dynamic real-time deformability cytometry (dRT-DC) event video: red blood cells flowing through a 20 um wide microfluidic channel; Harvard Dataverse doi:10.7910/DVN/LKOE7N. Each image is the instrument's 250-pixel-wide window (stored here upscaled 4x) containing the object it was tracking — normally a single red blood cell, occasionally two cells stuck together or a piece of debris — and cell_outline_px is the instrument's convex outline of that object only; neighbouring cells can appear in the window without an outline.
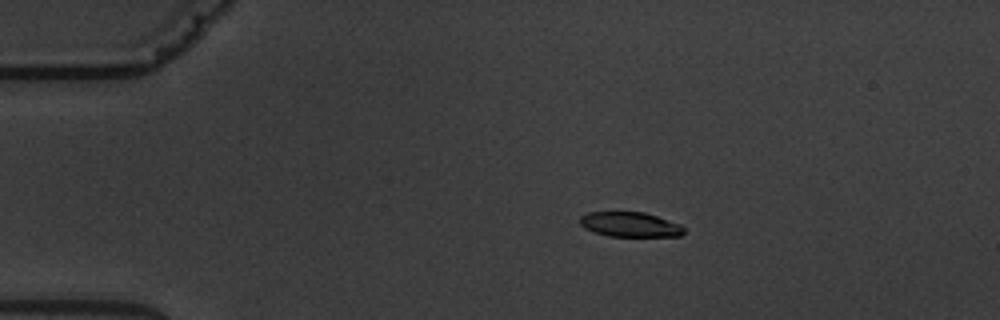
{"species": "common noctule bat (a hibernating species)", "species_latin": "Nyctalus noctula", "temperature_condition": "warm", "stored_images_in_passage": 5, "camera_frame_rate_fps": 3000, "um_per_image_px": 0.085, "animal": {"sex": "male", "body_mass_g": 19.5, "forearm_length_mm": 54.6}, "frame": {"image": 1, "passage_image": 2, "time_ms": 2.0, "image_size_px": [1000, 320], "cell_outline_px": [[684, 232], [680, 236], [608, 236], [584, 228], [580, 224], [580, 216], [588, 212], [644, 212], [680, 224], [684, 228]], "centroid_in_image_um": [53.54, 19.08], "position_along_channel_um": 31.5, "area_um2": 14.91}}
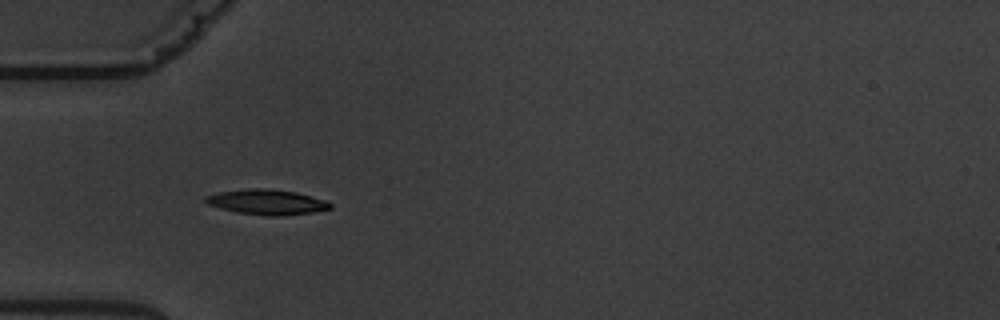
{"frame": {"image": 2, "passage_image": 4, "time_ms": 4.333, "image_size_px": [1000, 320], "cell_outline_px": [[332, 208], [312, 212], [280, 216], [268, 216], [236, 212], [220, 208], [208, 204], [204, 200], [204, 196], [220, 192], [248, 188], [268, 188], [296, 192], [324, 200], [332, 204]], "centroid_in_image_um": [22.66, 17.17], "position_along_channel_um": 62.3, "area_um2": 18.21}}
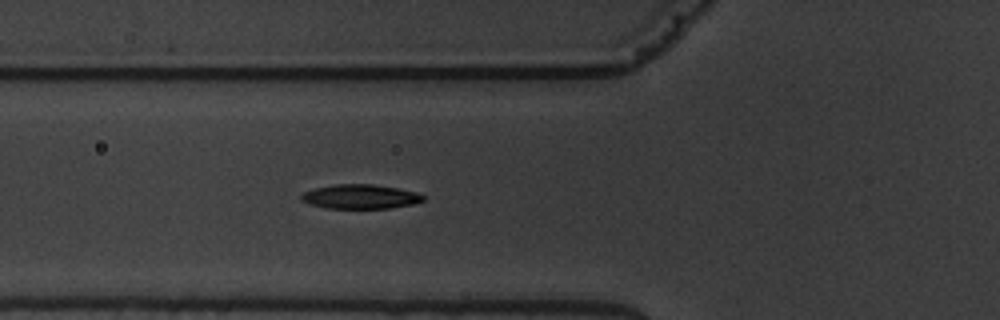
{"frame": {"image": 3, "passage_image": 5, "time_ms": 5.333, "image_size_px": [1000, 320], "cell_outline_px": [[424, 200], [412, 204], [388, 208], [324, 208], [308, 204], [300, 200], [300, 196], [304, 192], [316, 188], [336, 184], [372, 184], [396, 188], [416, 192], [424, 196]], "centroid_in_image_um": [30.58, 16.72], "position_along_channel_um": 95.2, "area_um2": 17.17}}